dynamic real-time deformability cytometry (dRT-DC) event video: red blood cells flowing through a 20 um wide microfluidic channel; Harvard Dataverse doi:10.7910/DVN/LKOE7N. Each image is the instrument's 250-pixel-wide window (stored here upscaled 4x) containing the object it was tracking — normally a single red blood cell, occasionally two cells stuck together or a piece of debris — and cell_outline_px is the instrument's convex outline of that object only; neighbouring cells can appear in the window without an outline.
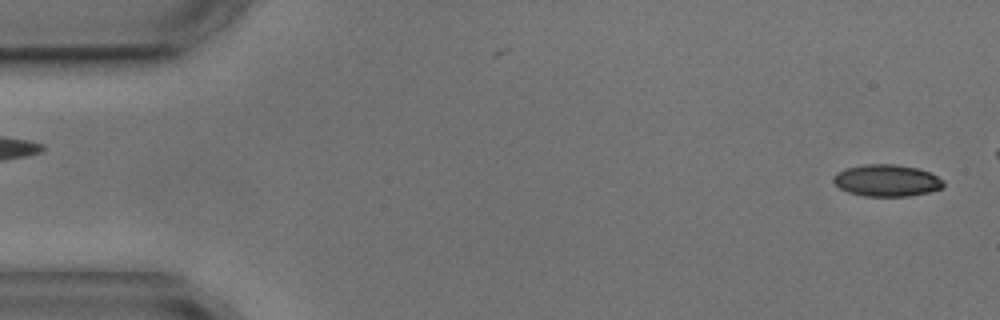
{"species": "common noctule bat (a hibernating species)", "species_latin": "Nyctalus noctula", "temperature_condition": "cold", "stored_images_in_passage": 5, "segment_of_instrument_passage": [2, 2], "camera_frame_rate_fps": 3000, "um_per_image_px": 0.085, "animal": {"sex": "male", "body_mass_g": 17.9, "forearm_length_mm": 54.2}, "frame": {"image": 1, "passage_image": 5, "time_ms": 5.0, "image_size_px": [1000, 320], "cell_outline_px": [[944, 188], [928, 192], [908, 196], [864, 196], [848, 192], [840, 188], [832, 180], [832, 176], [836, 172], [844, 168], [864, 164], [896, 164], [916, 168], [928, 172], [944, 180]], "centroid_in_image_um": [75.35, 15.34], "position_along_channel_um": 9.7, "area_um2": 20.52}}